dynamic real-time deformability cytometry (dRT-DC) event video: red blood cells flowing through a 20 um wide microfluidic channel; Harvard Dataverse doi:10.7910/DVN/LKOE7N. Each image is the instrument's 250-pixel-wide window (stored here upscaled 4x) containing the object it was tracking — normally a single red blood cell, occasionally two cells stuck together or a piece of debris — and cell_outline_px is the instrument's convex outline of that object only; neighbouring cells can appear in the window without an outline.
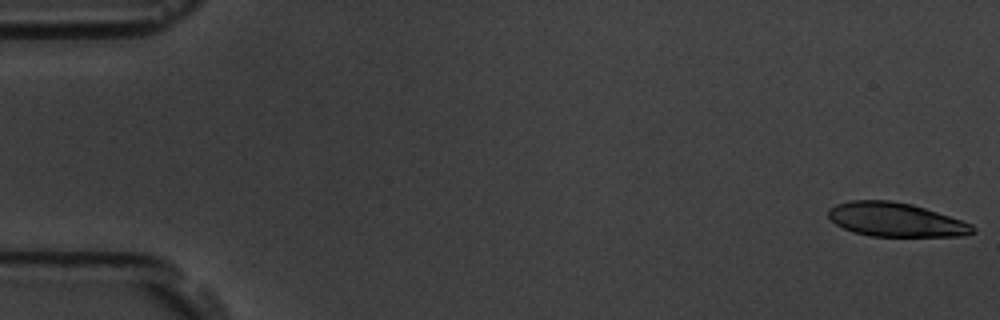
{"species": "common noctule bat (a hibernating species)", "species_latin": "Nyctalus noctula", "temperature_condition": "room temperature", "stored_images_in_passage": 57, "segment_of_instrument_passage": [1, 2], "camera_frame_rate_fps": 3000, "um_per_image_px": 0.085, "animal": {"sex": "male", "body_mass_g": 19.5, "forearm_length_mm": 54.6}, "frame": {"image": 1, "passage_image": 1, "time_ms": 0.0, "image_size_px": [1000, 320], "cell_outline_px": [[976, 232], [964, 236], [872, 236], [852, 232], [836, 224], [828, 216], [828, 208], [836, 204], [852, 200], [888, 200], [912, 204], [972, 224], [976, 228]], "centroid_in_image_um": [76.13, 18.68], "position_along_channel_um": 8.9, "area_um2": 28.44}}